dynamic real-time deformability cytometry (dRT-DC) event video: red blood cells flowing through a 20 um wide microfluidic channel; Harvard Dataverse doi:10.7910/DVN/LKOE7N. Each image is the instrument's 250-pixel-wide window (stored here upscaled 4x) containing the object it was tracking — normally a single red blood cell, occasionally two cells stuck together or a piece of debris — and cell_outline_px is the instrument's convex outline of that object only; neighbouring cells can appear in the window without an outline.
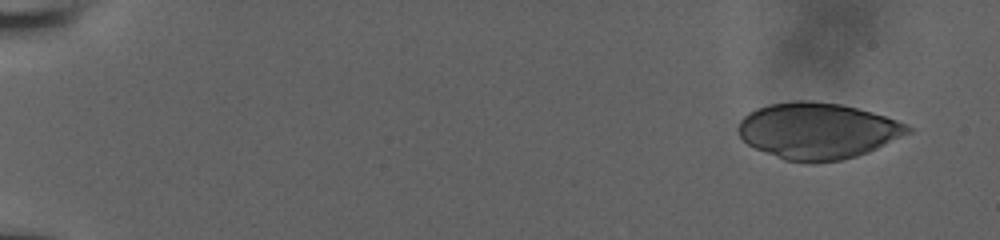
{"species": "human", "species_latin": "Homo sapiens", "temperature_condition": "room temperature", "stored_images_in_passage": 6, "camera_frame_rate_fps": 3000, "um_per_image_px": 0.085, "donor": {"sex": "male"}, "frame": {"image": 1, "passage_image": 1, "time_ms": 0.0, "image_size_px": [1000, 240], "cell_outline_px": [[912, 132], [868, 152], [856, 156], [840, 160], [812, 164], [784, 160], [756, 148], [748, 144], [740, 136], [736, 128], [740, 120], [748, 112], [756, 108], [768, 104], [792, 100], [812, 100], [840, 104], [872, 112], [908, 124], [912, 128]], "centroid_in_image_um": [69.48, 11.12], "position_along_channel_um": 15.5, "area_um2": 55.89}}